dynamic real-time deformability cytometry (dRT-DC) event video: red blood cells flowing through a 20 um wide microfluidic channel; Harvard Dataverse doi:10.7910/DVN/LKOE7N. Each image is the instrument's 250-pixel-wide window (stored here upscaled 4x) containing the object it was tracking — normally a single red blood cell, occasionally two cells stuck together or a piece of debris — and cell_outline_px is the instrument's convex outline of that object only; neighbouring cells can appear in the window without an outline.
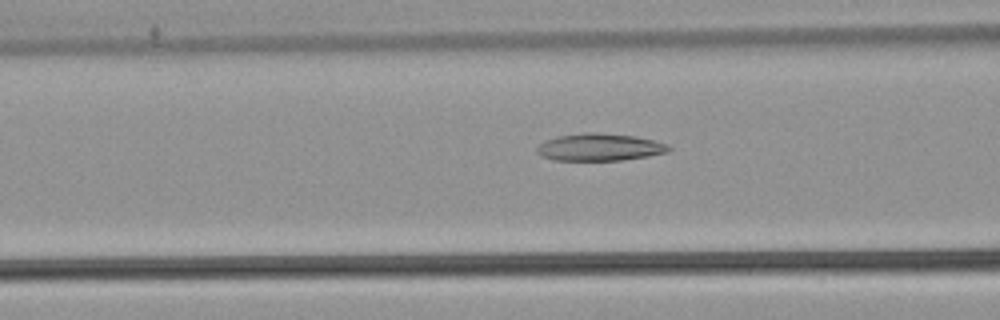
{"species": "common noctule bat (a hibernating species)", "species_latin": "Nyctalus noctula", "temperature_condition": "warm", "stored_images_in_passage": 43, "camera_frame_rate_fps": 3000, "um_per_image_px": 0.085, "animal": {"sex": "male", "body_mass_g": 21.5, "forearm_length_mm": 52.0}, "frame": {"image": 1, "passage_image": 21, "time_ms": 6.667, "image_size_px": [1000, 320], "cell_outline_px": [[672, 148], [668, 152], [648, 156], [620, 160], [556, 160], [540, 156], [536, 152], [536, 148], [544, 140], [560, 136], [584, 132], [596, 132], [636, 136], [668, 144]], "centroid_in_image_um": [50.96, 12.5], "position_along_channel_um": 115.6, "area_um2": 20.98}}
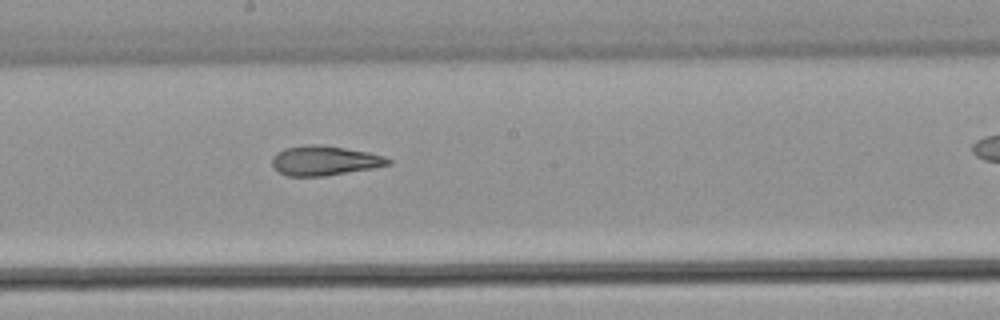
{"frame": {"image": 2, "passage_image": 29, "time_ms": 9.333, "image_size_px": [1000, 320], "cell_outline_px": [[392, 164], [372, 168], [324, 176], [288, 176], [280, 172], [272, 164], [272, 156], [276, 152], [284, 148], [308, 144], [316, 144], [344, 148], [368, 152], [384, 156], [392, 160]], "centroid_in_image_um": [27.58, 13.65], "position_along_channel_um": 220.6, "area_um2": 19.94}}
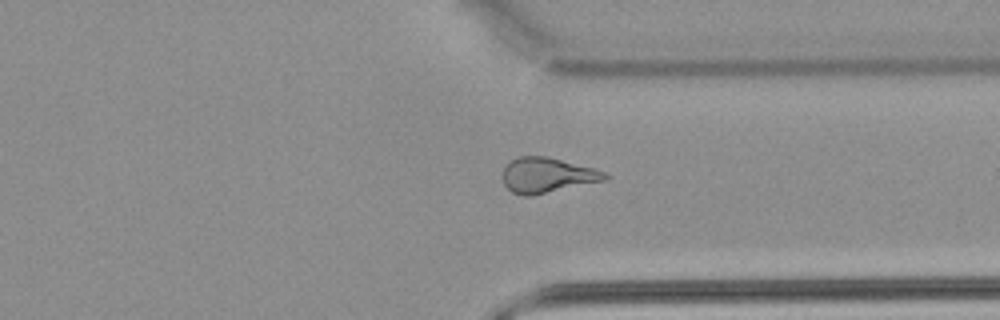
{"frame": {"image": 3, "passage_image": 40, "time_ms": 13.0, "image_size_px": [1000, 320], "cell_outline_px": [[608, 180], [532, 196], [524, 196], [512, 192], [504, 184], [504, 168], [512, 160], [520, 156], [544, 156], [592, 168], [604, 172], [608, 176]], "centroid_in_image_um": [46.52, 14.92], "position_along_channel_um": 364.9, "area_um2": 20.63}}